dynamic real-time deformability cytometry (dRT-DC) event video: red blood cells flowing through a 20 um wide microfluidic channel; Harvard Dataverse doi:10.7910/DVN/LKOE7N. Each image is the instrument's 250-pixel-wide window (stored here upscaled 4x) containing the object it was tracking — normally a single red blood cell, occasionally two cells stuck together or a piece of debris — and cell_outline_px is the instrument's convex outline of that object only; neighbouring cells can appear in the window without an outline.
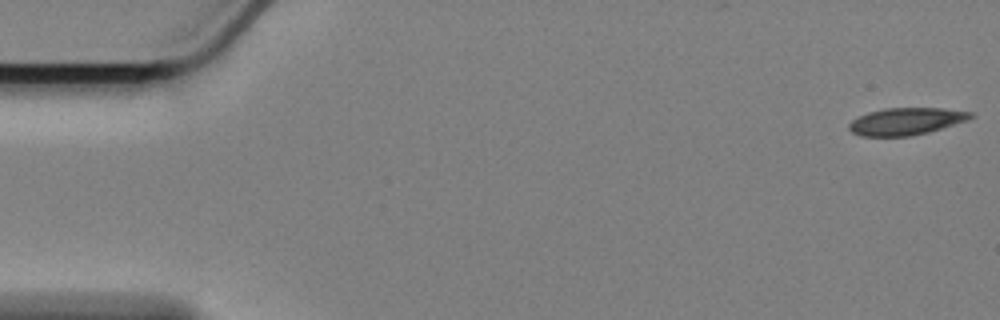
{"species": "Egyptian fruit bat (a non-hibernating species)", "species_latin": "Rousettus aegyptiacus", "temperature_condition": "cold", "stored_images_in_passage": 26, "camera_frame_rate_fps": 3000, "um_per_image_px": 0.085, "animal": {"sex": "female"}, "frame": {"image": 1, "passage_image": 1, "time_ms": 0.0, "image_size_px": [1000, 320], "cell_outline_px": [[976, 116], [968, 120], [928, 132], [912, 136], [860, 136], [852, 132], [848, 128], [848, 124], [852, 120], [868, 112], [884, 108], [944, 108], [972, 112]], "centroid_in_image_um": [77.03, 10.31], "position_along_channel_um": 8.0, "area_um2": 19.31}}
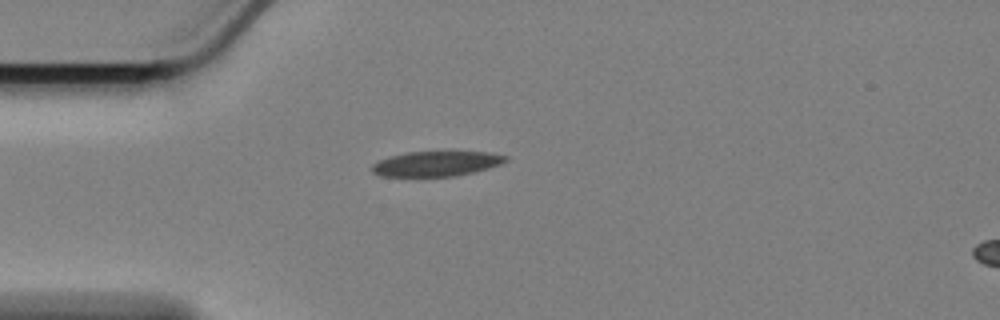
{"frame": {"image": 2, "passage_image": 15, "time_ms": 4.667, "image_size_px": [1000, 320], "cell_outline_px": [[508, 160], [500, 164], [488, 168], [456, 176], [380, 176], [372, 172], [372, 164], [388, 156], [408, 152], [492, 152], [508, 156]], "centroid_in_image_um": [37.09, 13.91], "position_along_channel_um": 47.9, "area_um2": 19.42}}